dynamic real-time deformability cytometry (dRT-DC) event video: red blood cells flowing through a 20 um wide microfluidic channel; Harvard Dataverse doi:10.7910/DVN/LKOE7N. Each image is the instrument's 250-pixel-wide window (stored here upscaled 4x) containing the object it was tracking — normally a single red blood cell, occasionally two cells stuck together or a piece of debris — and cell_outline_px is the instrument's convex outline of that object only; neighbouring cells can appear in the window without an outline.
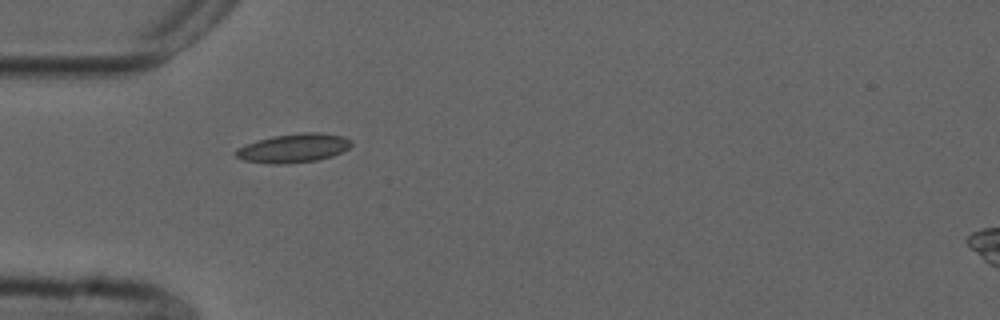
{"species": "common noctule bat (a hibernating species)", "species_latin": "Nyctalus noctula", "temperature_condition": "cold", "stored_images_in_passage": 39, "camera_frame_rate_fps": 3000, "um_per_image_px": 0.085, "animal": {"sex": "male", "forearm_length_mm": 52.5}, "frame": {"image": 1, "passage_image": 1, "time_ms": 0.0, "image_size_px": [1000, 320], "cell_outline_px": [[352, 144], [348, 148], [332, 156], [316, 160], [288, 164], [268, 164], [244, 160], [236, 156], [236, 148], [272, 136], [304, 132], [320, 132], [344, 136], [352, 140]], "centroid_in_image_um": [24.98, 12.59], "position_along_channel_um": 60.0, "area_um2": 19.36}}
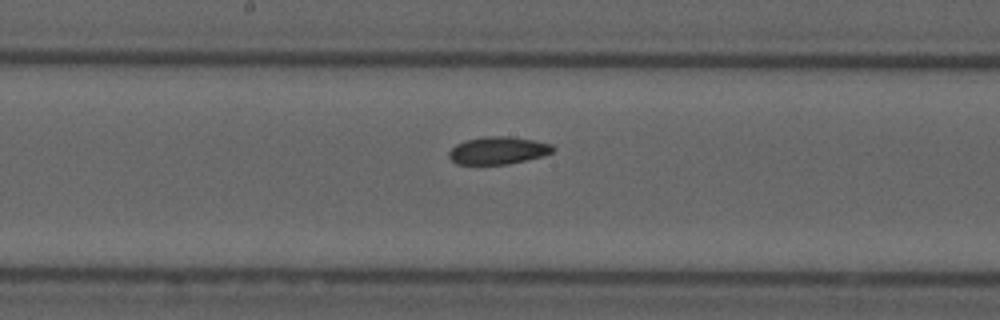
{"frame": {"image": 2, "passage_image": 13, "time_ms": 4.0, "image_size_px": [1000, 320], "cell_outline_px": [[556, 148], [552, 152], [544, 156], [508, 164], [456, 164], [448, 156], [448, 152], [456, 144], [464, 140], [484, 136], [508, 136], [532, 140], [552, 144]], "centroid_in_image_um": [42.33, 12.78], "position_along_channel_um": 205.9, "area_um2": 16.76}}
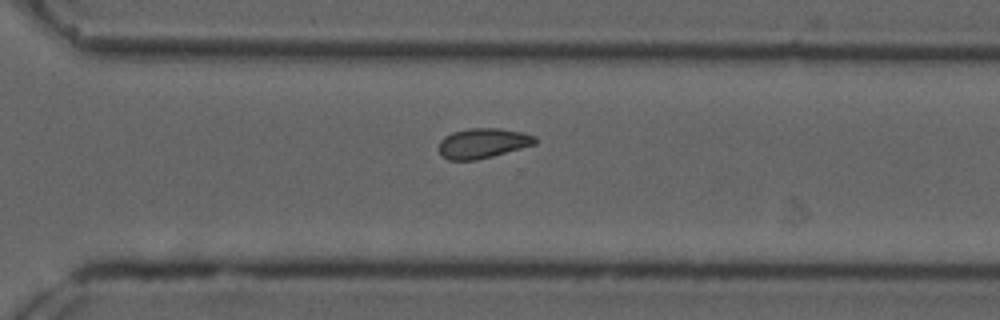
{"frame": {"image": 3, "passage_image": 23, "time_ms": 7.333, "image_size_px": [1000, 320], "cell_outline_px": [[536, 144], [492, 156], [476, 160], [448, 160], [440, 156], [440, 140], [444, 136], [452, 132], [468, 128], [500, 128], [524, 132], [536, 136]], "centroid_in_image_um": [41.04, 12.16], "position_along_channel_um": 329.6, "area_um2": 16.94}, "authors_computed_cell_mechanics": {"area_um2": 17.1666, "velocity_mm_per_s": 3.7239, "shape_relaxation_time_tau1_ms": null, "shape_relaxation_time_tau2_ms": 2.6194, "deformation_change_tau1": null, "deformation_change_tau2": 0.0701}}